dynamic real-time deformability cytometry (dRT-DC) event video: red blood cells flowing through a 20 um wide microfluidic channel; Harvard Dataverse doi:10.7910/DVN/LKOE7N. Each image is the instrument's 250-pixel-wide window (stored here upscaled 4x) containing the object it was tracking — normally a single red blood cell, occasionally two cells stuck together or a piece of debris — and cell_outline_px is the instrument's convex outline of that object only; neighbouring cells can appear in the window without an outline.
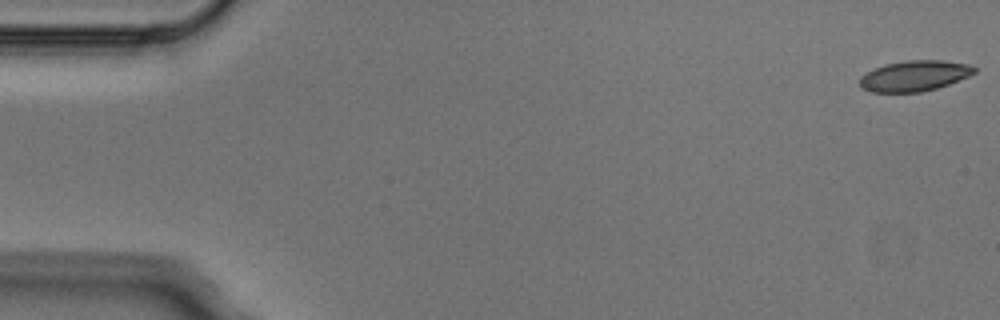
{"species": "Egyptian fruit bat (a non-hibernating species)", "species_latin": "Rousettus aegyptiacus", "temperature_condition": "cold", "stored_images_in_passage": 5, "camera_frame_rate_fps": 3000, "um_per_image_px": 0.085, "animal": {"sex": "male"}, "frame": {"image": 1, "passage_image": 1, "time_ms": 0.0, "image_size_px": [1000, 320], "cell_outline_px": [[976, 72], [968, 76], [948, 84], [936, 88], [920, 92], [872, 92], [860, 88], [860, 76], [884, 64], [904, 60], [944, 60], [968, 64], [976, 68]], "centroid_in_image_um": [77.71, 6.44], "position_along_channel_um": 7.3, "area_um2": 20.4}}
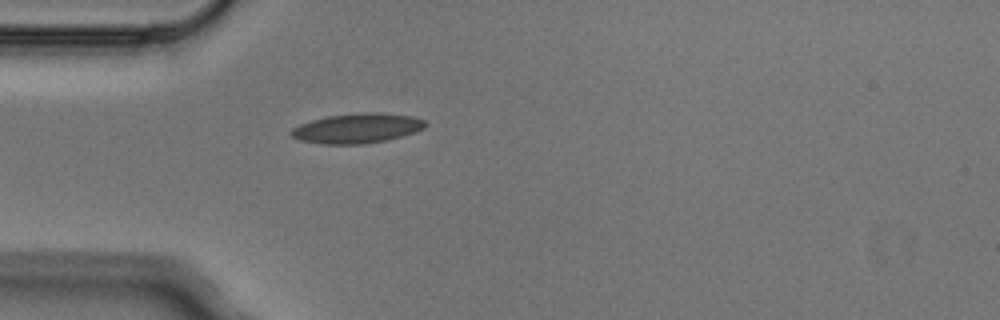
{"frame": {"image": 2, "passage_image": 5, "time_ms": 1.333, "image_size_px": [1000, 320], "cell_outline_px": [[428, 124], [424, 128], [416, 132], [388, 140], [364, 144], [320, 144], [300, 140], [292, 136], [288, 132], [292, 128], [300, 124], [312, 120], [328, 116], [360, 112], [380, 112], [412, 116], [424, 120]], "centroid_in_image_um": [30.37, 10.9], "position_along_channel_um": 54.6, "area_um2": 23.52}}